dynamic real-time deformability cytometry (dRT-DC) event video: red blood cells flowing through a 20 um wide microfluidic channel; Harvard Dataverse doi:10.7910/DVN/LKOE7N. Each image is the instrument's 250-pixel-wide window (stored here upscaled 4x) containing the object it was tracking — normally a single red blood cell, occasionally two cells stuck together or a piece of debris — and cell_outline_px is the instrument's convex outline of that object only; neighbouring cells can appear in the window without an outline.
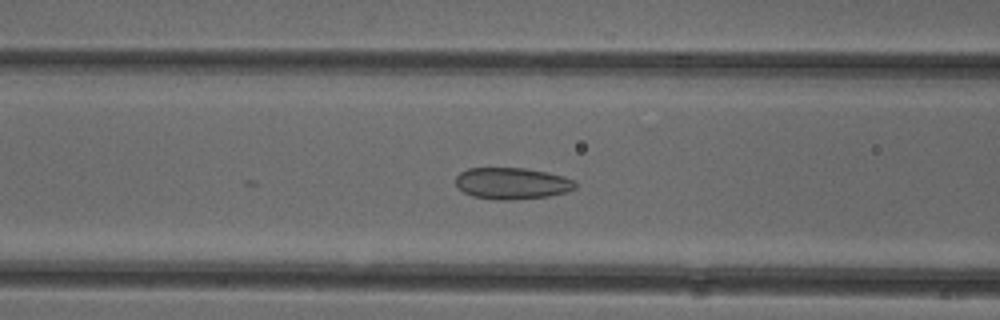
{"species": "common noctule bat (a hibernating species)", "species_latin": "Nyctalus noctula", "temperature_condition": "cold", "stored_images_in_passage": 27, "camera_frame_rate_fps": 3000, "um_per_image_px": 0.085, "animal": {"sex": "female"}, "frame": {"image": 1, "passage_image": 17, "time_ms": 5.333, "image_size_px": [1000, 320], "cell_outline_px": [[576, 188], [568, 192], [548, 196], [512, 200], [492, 200], [472, 196], [456, 188], [456, 176], [460, 172], [468, 168], [524, 168], [548, 172], [564, 176], [576, 180]], "centroid_in_image_um": [43.53, 15.59], "position_along_channel_um": 123.1, "area_um2": 22.37}}
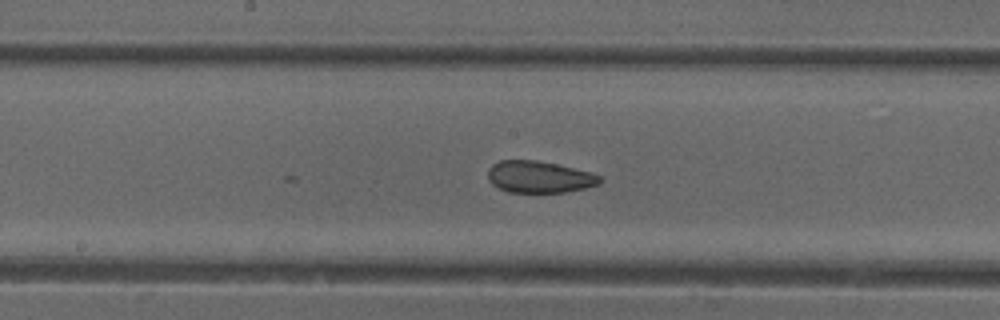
{"frame": {"image": 2, "passage_image": 23, "time_ms": 7.333, "image_size_px": [1000, 320], "cell_outline_px": [[604, 180], [600, 184], [584, 188], [564, 192], [508, 192], [492, 184], [488, 180], [488, 168], [492, 164], [500, 160], [536, 160], [556, 164], [592, 172], [600, 176]], "centroid_in_image_um": [45.84, 15.03], "position_along_channel_um": 202.4, "area_um2": 20.81}}
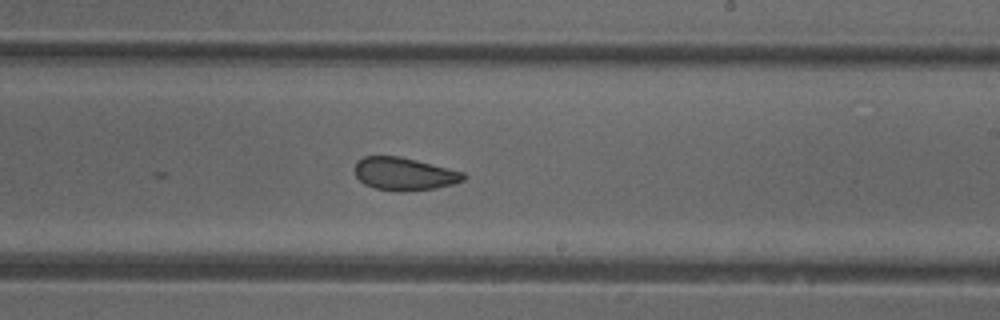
{"frame": {"image": 3, "passage_image": 27, "time_ms": 8.667, "image_size_px": [1000, 320], "cell_outline_px": [[468, 176], [464, 180], [452, 184], [436, 188], [400, 192], [376, 188], [364, 184], [356, 176], [356, 160], [364, 156], [400, 156], [464, 172]], "centroid_in_image_um": [34.37, 14.78], "position_along_channel_um": 254.6, "area_um2": 20.75}}